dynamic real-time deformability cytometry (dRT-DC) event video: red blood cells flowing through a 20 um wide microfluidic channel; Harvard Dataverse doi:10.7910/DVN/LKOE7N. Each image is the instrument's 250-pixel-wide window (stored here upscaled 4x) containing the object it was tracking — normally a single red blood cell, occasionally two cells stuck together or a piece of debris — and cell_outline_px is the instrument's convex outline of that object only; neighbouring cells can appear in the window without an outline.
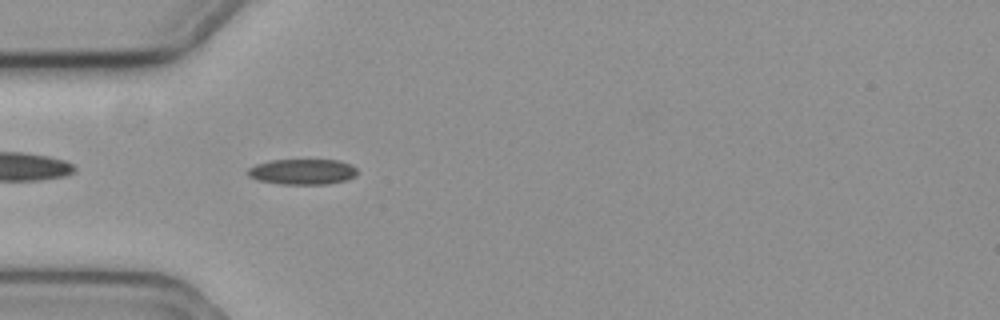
{"species": "common noctule bat (a hibernating species)", "species_latin": "Nyctalus noctula", "temperature_condition": "cold", "stored_images_in_passage": 43, "camera_frame_rate_fps": 3000, "um_per_image_px": 0.085, "animal": {"sex": "female", "body_mass_g": 19.3, "forearm_length_mm": 54.1}, "frame": {"image": 1, "passage_image": 3, "time_ms": 0.667, "image_size_px": [1000, 320], "cell_outline_px": [[356, 176], [348, 180], [328, 184], [280, 184], [256, 180], [248, 176], [248, 168], [256, 164], [268, 160], [340, 160], [352, 164], [356, 168]], "centroid_in_image_um": [25.72, 14.6], "position_along_channel_um": 59.3, "area_um2": 16.53}}
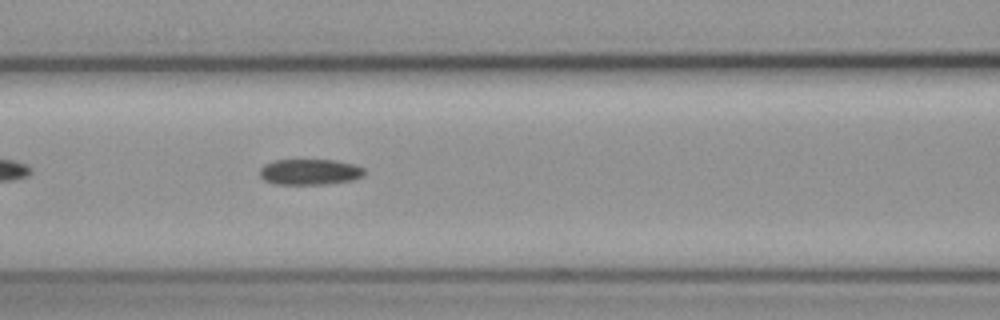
{"frame": {"image": 2, "passage_image": 10, "time_ms": 3.0, "image_size_px": [1000, 320], "cell_outline_px": [[364, 176], [352, 180], [324, 184], [276, 184], [264, 180], [260, 176], [260, 168], [264, 164], [272, 160], [336, 160], [352, 164], [364, 168]], "centroid_in_image_um": [26.31, 14.61], "position_along_channel_um": 140.3, "area_um2": 15.72}}
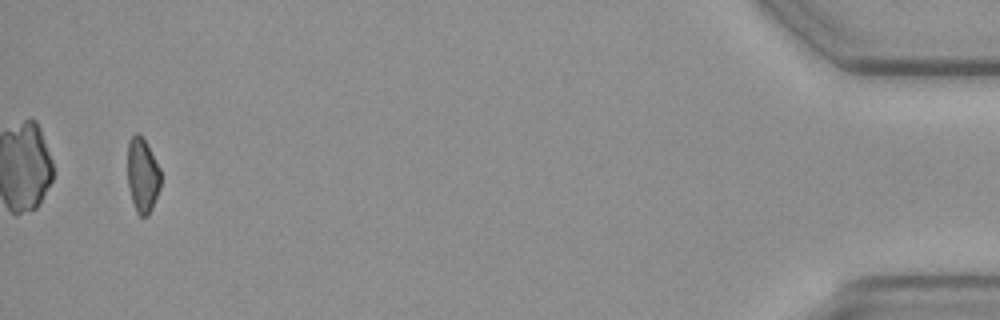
{"frame": {"image": 3, "passage_image": 41, "time_ms": 13.333, "image_size_px": [1000, 320], "cell_outline_px": [[160, 188], [152, 208], [148, 216], [140, 216], [136, 212], [128, 188], [128, 140], [136, 132], [148, 144], [160, 168]], "centroid_in_image_um": [12.11, 14.9], "position_along_channel_um": 423.1, "area_um2": 14.45}}